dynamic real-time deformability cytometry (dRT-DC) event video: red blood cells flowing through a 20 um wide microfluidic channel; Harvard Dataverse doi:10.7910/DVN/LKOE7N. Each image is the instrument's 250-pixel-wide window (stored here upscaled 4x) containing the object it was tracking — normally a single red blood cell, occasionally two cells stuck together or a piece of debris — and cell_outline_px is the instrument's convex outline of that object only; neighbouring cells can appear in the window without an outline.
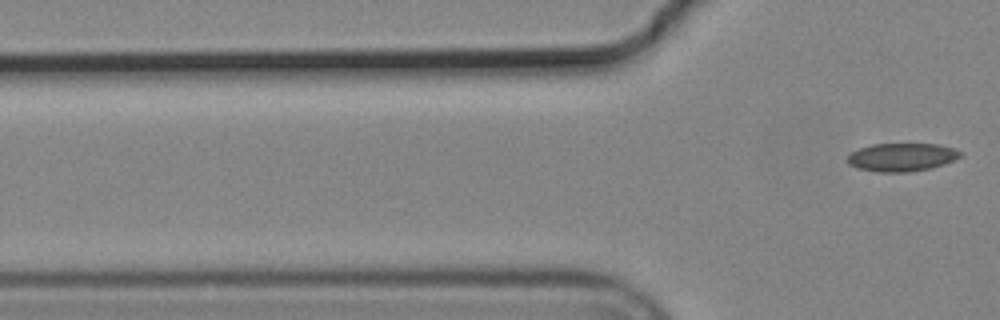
{"species": "common noctule bat (a hibernating species)", "species_latin": "Nyctalus noctula", "temperature_condition": "cold", "stored_images_in_passage": 4, "camera_frame_rate_fps": 3000, "um_per_image_px": 0.085, "animal": {"sex": "male", "body_mass_g": 19.2, "forearm_length_mm": 51.8}, "frame": {"image": 1, "passage_image": 4, "time_ms": 1.0, "image_size_px": [1000, 320], "cell_outline_px": [[960, 156], [956, 160], [932, 168], [908, 172], [876, 172], [856, 168], [848, 164], [848, 156], [852, 152], [860, 148], [872, 144], [940, 144], [952, 148], [960, 152]], "centroid_in_image_um": [76.64, 13.37], "position_along_channel_um": 49.2, "area_um2": 18.55}}